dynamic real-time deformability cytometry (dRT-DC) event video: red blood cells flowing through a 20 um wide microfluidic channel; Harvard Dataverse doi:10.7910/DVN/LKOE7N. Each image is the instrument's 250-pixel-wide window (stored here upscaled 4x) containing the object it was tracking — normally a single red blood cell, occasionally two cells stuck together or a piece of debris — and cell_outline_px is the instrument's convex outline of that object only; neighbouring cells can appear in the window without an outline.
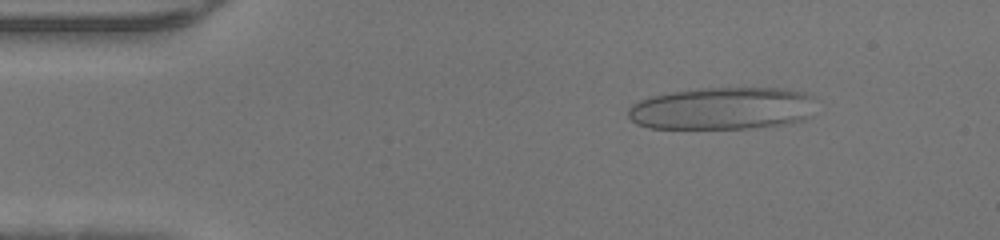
{"species": "human", "species_latin": "Homo sapiens", "temperature_condition": "warm", "stored_images_in_passage": 46, "camera_frame_rate_fps": 3000, "um_per_image_px": 0.085, "donor": {"sex": "male"}, "frame": {"image": 1, "passage_image": 6, "time_ms": 1.667, "image_size_px": [1000, 240], "cell_outline_px": [[816, 96], [812, 116], [804, 120], [784, 124], [748, 128], [648, 128], [636, 124], [628, 116], [628, 108], [632, 104], [640, 100], [652, 96], [672, 92], [700, 88], [784, 88], [804, 92]], "centroid_in_image_um": [61.45, 9.21], "position_along_channel_um": 23.6, "area_um2": 46.82}}
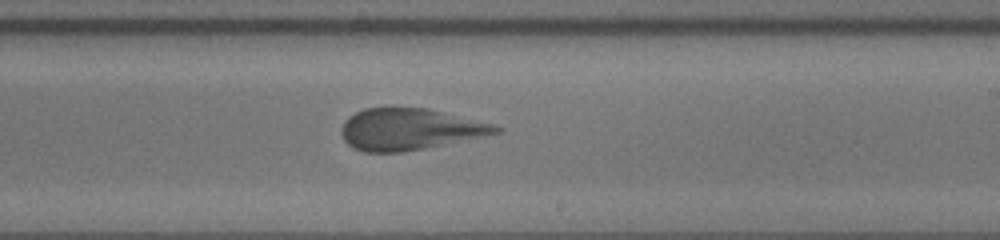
{"frame": {"image": 2, "passage_image": 27, "time_ms": 8.667, "image_size_px": [1000, 240], "cell_outline_px": [[504, 128], [500, 132], [444, 144], [424, 148], [400, 152], [364, 152], [352, 148], [344, 140], [340, 132], [340, 128], [344, 120], [348, 116], [364, 108], [428, 108], [496, 124]], "centroid_in_image_um": [34.79, 10.98], "position_along_channel_um": 254.2, "area_um2": 37.34}}
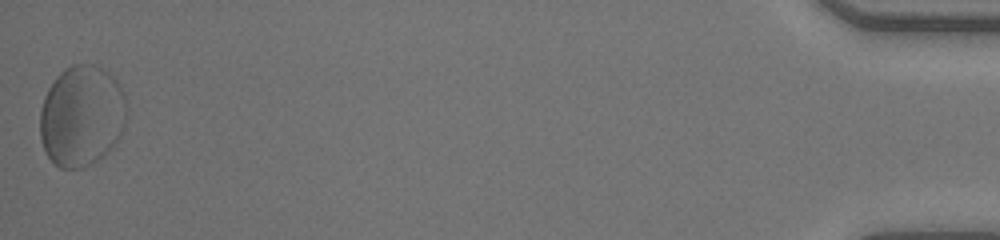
{"frame": {"image": 3, "passage_image": 46, "time_ms": 15.0, "image_size_px": [1000, 240], "cell_outline_px": [[124, 124], [120, 136], [104, 156], [80, 168], [60, 168], [48, 156], [44, 148], [40, 136], [40, 112], [44, 96], [48, 88], [56, 76], [60, 72], [72, 64], [96, 64], [108, 72], [116, 80], [124, 92]], "centroid_in_image_um": [6.92, 9.83], "position_along_channel_um": 428.3, "area_um2": 50.75}}